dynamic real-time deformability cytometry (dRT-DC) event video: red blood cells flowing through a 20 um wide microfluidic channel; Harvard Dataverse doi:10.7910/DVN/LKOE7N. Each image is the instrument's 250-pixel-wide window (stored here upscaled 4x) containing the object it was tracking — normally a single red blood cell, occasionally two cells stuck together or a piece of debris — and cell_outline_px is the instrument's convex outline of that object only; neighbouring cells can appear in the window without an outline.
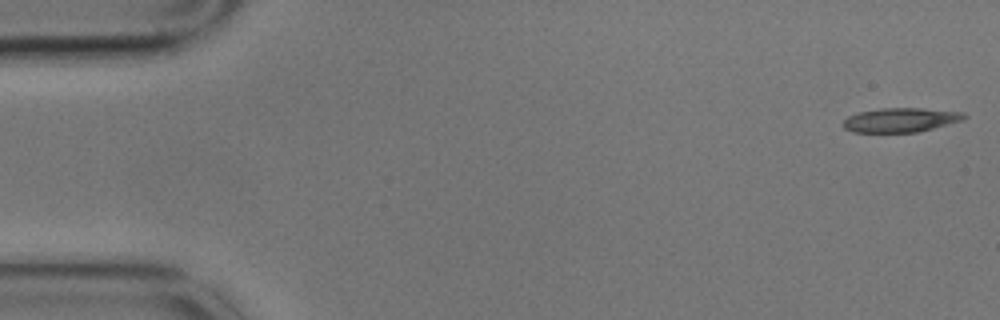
{"species": "common noctule bat (a hibernating species)", "species_latin": "Nyctalus noctula", "temperature_condition": "cold", "stored_images_in_passage": 58, "camera_frame_rate_fps": 3000, "um_per_image_px": 0.085, "animal": {"sex": "male", "body_mass_g": 17.9}, "frame": {"image": 1, "passage_image": 1, "time_ms": 0.0, "image_size_px": [1000, 320], "cell_outline_px": [[968, 116], [964, 120], [916, 132], [852, 132], [844, 128], [844, 120], [848, 116], [860, 112], [880, 108], [924, 108], [964, 112]], "centroid_in_image_um": [76.59, 10.19], "position_along_channel_um": 8.4, "area_um2": 17.05}}
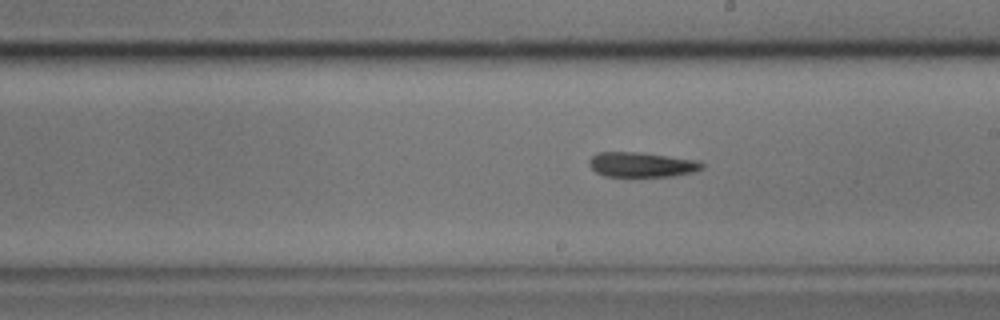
{"frame": {"image": 2, "passage_image": 32, "time_ms": 10.333, "image_size_px": [1000, 320], "cell_outline_px": [[708, 164], [704, 168], [696, 172], [672, 176], [604, 176], [596, 172], [588, 164], [588, 160], [596, 152], [640, 152], [700, 160]], "centroid_in_image_um": [54.61, 13.98], "position_along_channel_um": 234.4, "area_um2": 16.7}}
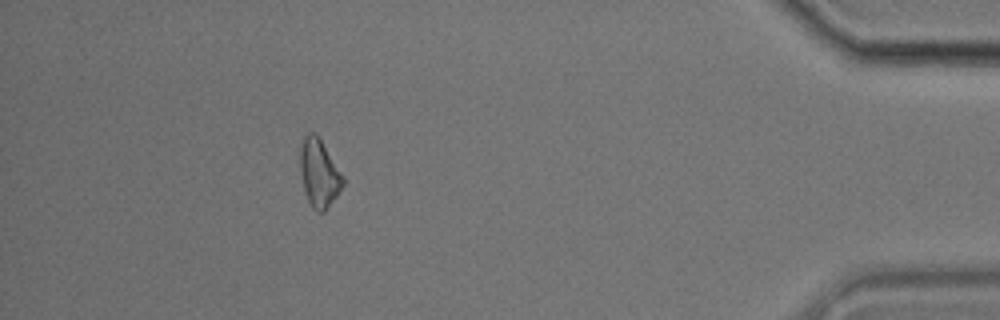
{"frame": {"image": 3, "passage_image": 52, "time_ms": 17.0, "image_size_px": [1000, 320], "cell_outline_px": [[344, 184], [336, 196], [324, 212], [316, 212], [312, 208], [304, 192], [300, 172], [300, 144], [304, 136], [308, 132], [316, 132], [344, 176]], "centroid_in_image_um": [27.11, 14.7], "position_along_channel_um": 408.1, "area_um2": 17.11}}